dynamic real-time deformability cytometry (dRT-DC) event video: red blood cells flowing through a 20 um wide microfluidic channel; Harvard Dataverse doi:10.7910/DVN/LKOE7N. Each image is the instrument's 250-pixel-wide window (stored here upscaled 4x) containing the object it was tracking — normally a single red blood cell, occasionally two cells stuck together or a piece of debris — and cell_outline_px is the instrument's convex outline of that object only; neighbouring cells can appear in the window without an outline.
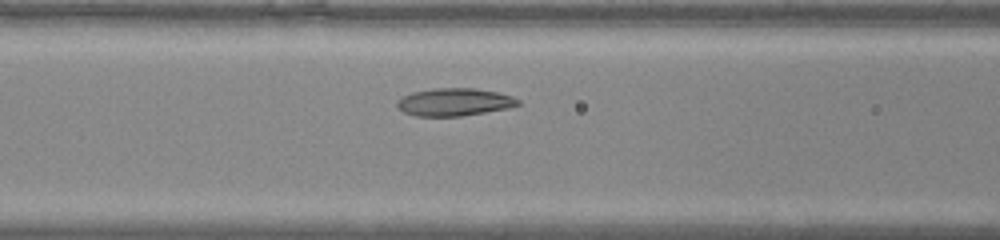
{"species": "common noctule bat (a hibernating species)", "species_latin": "Nyctalus noctula", "temperature_condition": "warm", "stored_images_in_passage": 37, "camera_frame_rate_fps": 3000, "um_per_image_px": 0.085, "animal": {"sex": "male", "body_mass_g": 20.0, "forearm_length_mm": 53.3}, "frame": {"image": 1, "passage_image": 11, "time_ms": 3.333, "image_size_px": [1000, 240], "cell_outline_px": [[520, 104], [508, 108], [460, 116], [416, 116], [404, 112], [396, 104], [396, 100], [412, 92], [436, 88], [472, 88], [500, 92], [512, 96], [520, 100]], "centroid_in_image_um": [38.63, 8.67], "position_along_channel_um": 128.0, "area_um2": 19.42}}
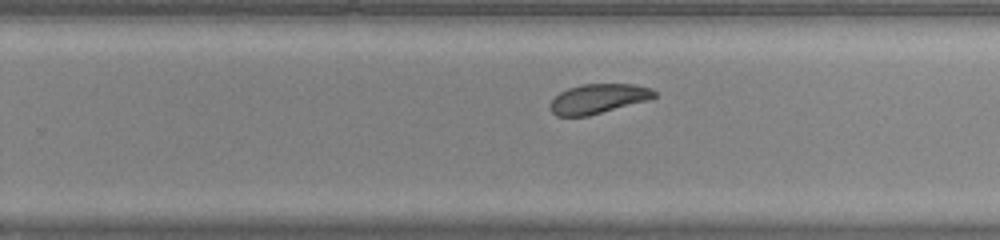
{"frame": {"image": 2, "passage_image": 21, "time_ms": 6.667, "image_size_px": [1000, 240], "cell_outline_px": [[656, 96], [648, 100], [588, 116], [556, 116], [548, 108], [548, 104], [560, 92], [568, 88], [584, 84], [632, 84], [652, 88], [656, 92]], "centroid_in_image_um": [50.83, 8.39], "position_along_channel_um": 279.0, "area_um2": 17.98}}
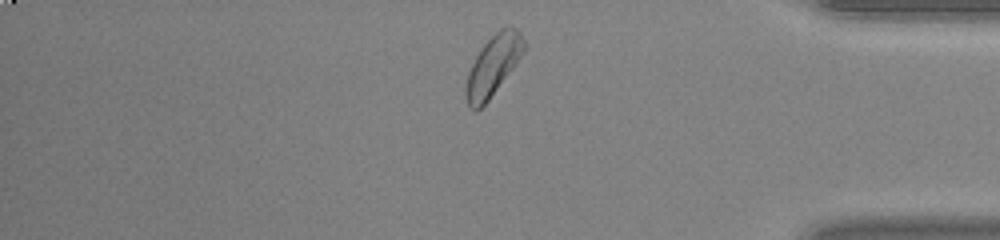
{"frame": {"image": 3, "passage_image": 30, "time_ms": 9.667, "image_size_px": [1000, 240], "cell_outline_px": [[524, 52], [488, 100], [476, 112], [468, 104], [464, 88], [468, 72], [480, 48], [500, 28], [516, 28], [520, 32], [524, 40]], "centroid_in_image_um": [41.89, 5.57], "position_along_channel_um": 393.3, "area_um2": 19.83}}